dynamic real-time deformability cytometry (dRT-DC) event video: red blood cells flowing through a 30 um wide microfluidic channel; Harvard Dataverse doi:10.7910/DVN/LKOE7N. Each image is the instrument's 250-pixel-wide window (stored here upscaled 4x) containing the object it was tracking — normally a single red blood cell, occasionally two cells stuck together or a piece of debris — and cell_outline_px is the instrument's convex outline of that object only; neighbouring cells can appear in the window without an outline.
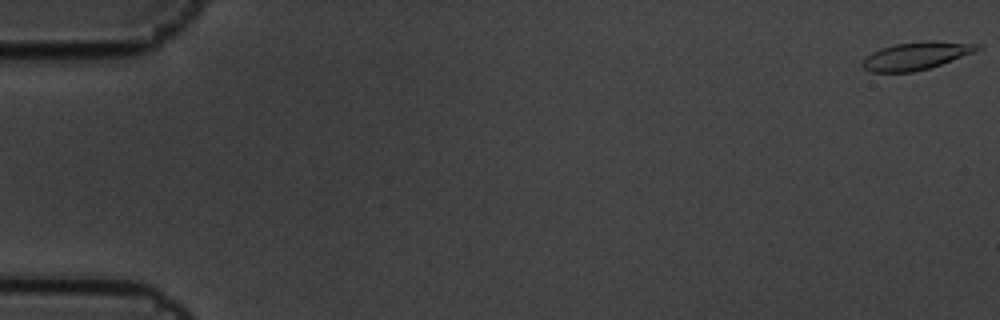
{"species": "common noctule bat (a hibernating species)", "species_latin": "Nyctalus noctula", "temperature_condition": "cold", "stored_images_in_passage": 5, "camera_frame_rate_fps": 3000, "um_per_image_px": 0.085, "animal": {"sex": "male", "body_mass_g": 19.5, "forearm_length_mm": 54.6}, "frame": {"image": 1, "passage_image": 1, "time_ms": 0.0, "image_size_px": [1000, 320], "cell_outline_px": [[980, 48], [972, 52], [940, 64], [928, 68], [912, 72], [872, 72], [864, 68], [860, 64], [872, 52], [880, 48], [896, 44], [924, 40], [936, 40], [980, 44]], "centroid_in_image_um": [77.85, 4.73], "position_along_channel_um": 7.2, "area_um2": 18.32}}
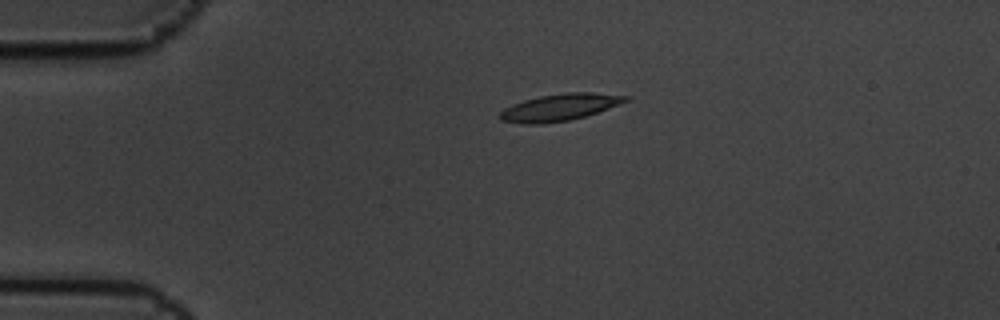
{"frame": {"image": 2, "passage_image": 4, "time_ms": 1.0, "image_size_px": [1000, 320], "cell_outline_px": [[632, 100], [584, 116], [568, 120], [540, 124], [520, 124], [500, 120], [496, 116], [504, 108], [512, 104], [524, 100], [540, 96], [568, 92], [592, 92], [632, 96]], "centroid_in_image_um": [47.56, 9.11], "position_along_channel_um": 37.4, "area_um2": 19.83}}